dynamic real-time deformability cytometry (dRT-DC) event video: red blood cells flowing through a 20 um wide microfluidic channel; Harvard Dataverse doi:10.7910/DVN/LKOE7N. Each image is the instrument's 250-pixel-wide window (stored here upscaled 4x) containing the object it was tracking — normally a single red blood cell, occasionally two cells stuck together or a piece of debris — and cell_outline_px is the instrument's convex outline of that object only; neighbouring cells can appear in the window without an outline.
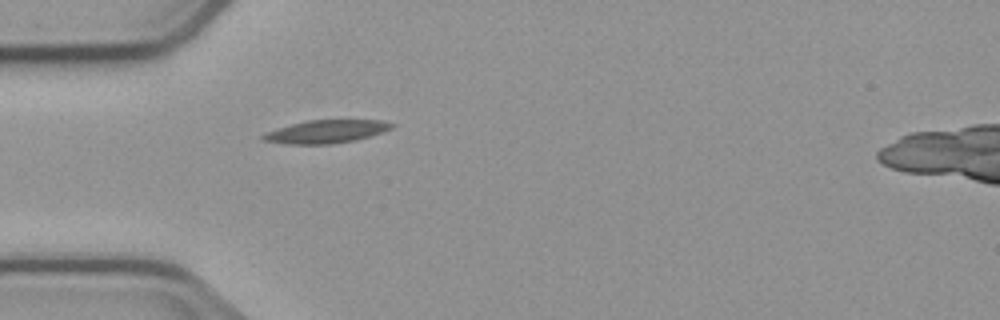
{"species": "common noctule bat (a hibernating species)", "species_latin": "Nyctalus noctula", "temperature_condition": "cold", "stored_images_in_passage": 3, "camera_frame_rate_fps": 3000, "um_per_image_px": 0.085, "animal": {"sex": "male", "body_mass_g": 23.1, "forearm_length_mm": 52.7}, "frame": {"image": 1, "passage_image": 3, "time_ms": 2.333, "image_size_px": [1000, 320], "cell_outline_px": [[396, 124], [392, 128], [356, 140], [332, 144], [288, 144], [260, 140], [260, 136], [276, 128], [308, 120], [380, 120]], "centroid_in_image_um": [27.69, 11.18], "position_along_channel_um": 57.3, "area_um2": 17.17}}